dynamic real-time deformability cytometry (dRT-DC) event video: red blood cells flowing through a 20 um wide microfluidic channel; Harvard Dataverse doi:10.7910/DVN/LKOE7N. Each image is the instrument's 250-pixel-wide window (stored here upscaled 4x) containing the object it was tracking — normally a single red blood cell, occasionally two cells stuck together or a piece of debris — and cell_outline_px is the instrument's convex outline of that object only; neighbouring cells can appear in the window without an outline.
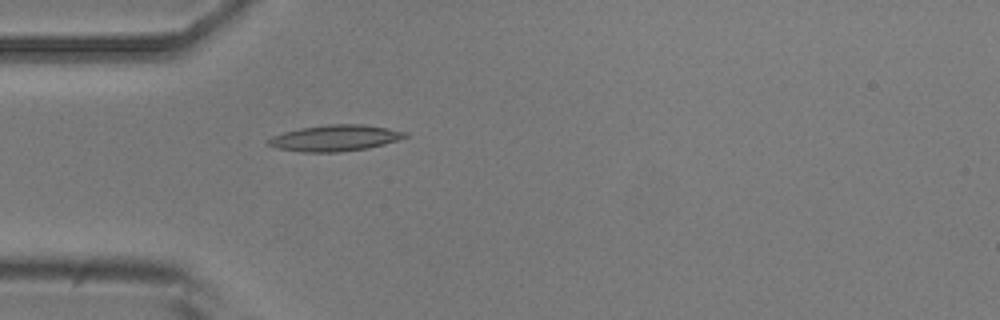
{"species": "common noctule bat (a hibernating species)", "species_latin": "Nyctalus noctula", "temperature_condition": "room temperature", "stored_images_in_passage": 2, "camera_frame_rate_fps": 3000, "um_per_image_px": 0.085, "animal": {"sex": "male", "body_mass_g": 20.5, "forearm_length_mm": 52.5}, "frame": {"image": 1, "passage_image": 2, "time_ms": 1.0, "image_size_px": [1000, 320], "cell_outline_px": [[408, 136], [384, 144], [368, 148], [340, 152], [304, 152], [276, 148], [268, 144], [268, 140], [272, 136], [284, 132], [300, 128], [328, 124], [364, 124], [388, 128], [408, 132]], "centroid_in_image_um": [28.49, 11.73], "position_along_channel_um": 56.5, "area_um2": 20.81}}